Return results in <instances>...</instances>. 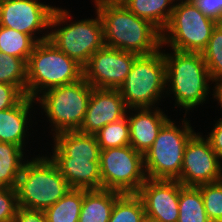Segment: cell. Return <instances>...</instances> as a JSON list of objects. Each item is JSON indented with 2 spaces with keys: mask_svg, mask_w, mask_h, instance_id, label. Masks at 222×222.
<instances>
[{
  "mask_svg": "<svg viewBox=\"0 0 222 222\" xmlns=\"http://www.w3.org/2000/svg\"><path fill=\"white\" fill-rule=\"evenodd\" d=\"M163 56L166 66V95H173L175 106L188 111L206 104L213 82L202 53L181 52L173 49ZM179 106V107H178Z\"/></svg>",
  "mask_w": 222,
  "mask_h": 222,
  "instance_id": "obj_2",
  "label": "cell"
},
{
  "mask_svg": "<svg viewBox=\"0 0 222 222\" xmlns=\"http://www.w3.org/2000/svg\"><path fill=\"white\" fill-rule=\"evenodd\" d=\"M40 156L25 163L15 190L20 207L45 211L71 188L49 156Z\"/></svg>",
  "mask_w": 222,
  "mask_h": 222,
  "instance_id": "obj_5",
  "label": "cell"
},
{
  "mask_svg": "<svg viewBox=\"0 0 222 222\" xmlns=\"http://www.w3.org/2000/svg\"><path fill=\"white\" fill-rule=\"evenodd\" d=\"M37 104L33 98L26 96L18 105L0 111V142L12 143L26 148L30 129L31 111ZM29 119V120H28ZM29 125V126H28ZM28 133V134H27Z\"/></svg>",
  "mask_w": 222,
  "mask_h": 222,
  "instance_id": "obj_18",
  "label": "cell"
},
{
  "mask_svg": "<svg viewBox=\"0 0 222 222\" xmlns=\"http://www.w3.org/2000/svg\"><path fill=\"white\" fill-rule=\"evenodd\" d=\"M38 42L30 35L0 26V51L28 61Z\"/></svg>",
  "mask_w": 222,
  "mask_h": 222,
  "instance_id": "obj_25",
  "label": "cell"
},
{
  "mask_svg": "<svg viewBox=\"0 0 222 222\" xmlns=\"http://www.w3.org/2000/svg\"><path fill=\"white\" fill-rule=\"evenodd\" d=\"M14 188H0V222H13L18 209Z\"/></svg>",
  "mask_w": 222,
  "mask_h": 222,
  "instance_id": "obj_31",
  "label": "cell"
},
{
  "mask_svg": "<svg viewBox=\"0 0 222 222\" xmlns=\"http://www.w3.org/2000/svg\"><path fill=\"white\" fill-rule=\"evenodd\" d=\"M51 161L56 165L70 188L102 189V178L99 162L90 159L68 157L55 143L53 144Z\"/></svg>",
  "mask_w": 222,
  "mask_h": 222,
  "instance_id": "obj_16",
  "label": "cell"
},
{
  "mask_svg": "<svg viewBox=\"0 0 222 222\" xmlns=\"http://www.w3.org/2000/svg\"><path fill=\"white\" fill-rule=\"evenodd\" d=\"M215 82V83H214ZM212 83H214V89L212 88L211 91L213 94H212V97L213 99L215 98L216 101L218 102V105L221 106L222 108V80H218V81H213ZM222 121V118L219 119Z\"/></svg>",
  "mask_w": 222,
  "mask_h": 222,
  "instance_id": "obj_36",
  "label": "cell"
},
{
  "mask_svg": "<svg viewBox=\"0 0 222 222\" xmlns=\"http://www.w3.org/2000/svg\"><path fill=\"white\" fill-rule=\"evenodd\" d=\"M95 13L94 19L88 17L72 22L67 9L55 7L50 19L49 40L83 67L105 46L102 20L98 12Z\"/></svg>",
  "mask_w": 222,
  "mask_h": 222,
  "instance_id": "obj_3",
  "label": "cell"
},
{
  "mask_svg": "<svg viewBox=\"0 0 222 222\" xmlns=\"http://www.w3.org/2000/svg\"><path fill=\"white\" fill-rule=\"evenodd\" d=\"M177 222H211L205 211L201 191L197 187H183L179 192Z\"/></svg>",
  "mask_w": 222,
  "mask_h": 222,
  "instance_id": "obj_24",
  "label": "cell"
},
{
  "mask_svg": "<svg viewBox=\"0 0 222 222\" xmlns=\"http://www.w3.org/2000/svg\"><path fill=\"white\" fill-rule=\"evenodd\" d=\"M204 136H207L206 139L209 141L211 148L222 160V121L218 119L213 126V130Z\"/></svg>",
  "mask_w": 222,
  "mask_h": 222,
  "instance_id": "obj_35",
  "label": "cell"
},
{
  "mask_svg": "<svg viewBox=\"0 0 222 222\" xmlns=\"http://www.w3.org/2000/svg\"><path fill=\"white\" fill-rule=\"evenodd\" d=\"M130 146L145 154L153 145L162 126L170 119L159 106L127 110Z\"/></svg>",
  "mask_w": 222,
  "mask_h": 222,
  "instance_id": "obj_17",
  "label": "cell"
},
{
  "mask_svg": "<svg viewBox=\"0 0 222 222\" xmlns=\"http://www.w3.org/2000/svg\"><path fill=\"white\" fill-rule=\"evenodd\" d=\"M119 92L128 109L153 108L166 94V66L161 48L148 55H138Z\"/></svg>",
  "mask_w": 222,
  "mask_h": 222,
  "instance_id": "obj_7",
  "label": "cell"
},
{
  "mask_svg": "<svg viewBox=\"0 0 222 222\" xmlns=\"http://www.w3.org/2000/svg\"><path fill=\"white\" fill-rule=\"evenodd\" d=\"M127 0H93L94 3H104V4H123Z\"/></svg>",
  "mask_w": 222,
  "mask_h": 222,
  "instance_id": "obj_37",
  "label": "cell"
},
{
  "mask_svg": "<svg viewBox=\"0 0 222 222\" xmlns=\"http://www.w3.org/2000/svg\"><path fill=\"white\" fill-rule=\"evenodd\" d=\"M186 117L178 126L170 118L143 155L147 178L176 180L180 176L185 146L196 133Z\"/></svg>",
  "mask_w": 222,
  "mask_h": 222,
  "instance_id": "obj_8",
  "label": "cell"
},
{
  "mask_svg": "<svg viewBox=\"0 0 222 222\" xmlns=\"http://www.w3.org/2000/svg\"><path fill=\"white\" fill-rule=\"evenodd\" d=\"M202 194L208 219L222 222V180L197 187Z\"/></svg>",
  "mask_w": 222,
  "mask_h": 222,
  "instance_id": "obj_30",
  "label": "cell"
},
{
  "mask_svg": "<svg viewBox=\"0 0 222 222\" xmlns=\"http://www.w3.org/2000/svg\"><path fill=\"white\" fill-rule=\"evenodd\" d=\"M26 95L16 86L0 83V111L18 105Z\"/></svg>",
  "mask_w": 222,
  "mask_h": 222,
  "instance_id": "obj_32",
  "label": "cell"
},
{
  "mask_svg": "<svg viewBox=\"0 0 222 222\" xmlns=\"http://www.w3.org/2000/svg\"><path fill=\"white\" fill-rule=\"evenodd\" d=\"M212 81L222 80V26L217 24L202 52Z\"/></svg>",
  "mask_w": 222,
  "mask_h": 222,
  "instance_id": "obj_29",
  "label": "cell"
},
{
  "mask_svg": "<svg viewBox=\"0 0 222 222\" xmlns=\"http://www.w3.org/2000/svg\"><path fill=\"white\" fill-rule=\"evenodd\" d=\"M27 62L0 51V83L18 87L26 95Z\"/></svg>",
  "mask_w": 222,
  "mask_h": 222,
  "instance_id": "obj_27",
  "label": "cell"
},
{
  "mask_svg": "<svg viewBox=\"0 0 222 222\" xmlns=\"http://www.w3.org/2000/svg\"><path fill=\"white\" fill-rule=\"evenodd\" d=\"M95 9L102 20L105 46L137 55L161 48V32L123 4L95 3Z\"/></svg>",
  "mask_w": 222,
  "mask_h": 222,
  "instance_id": "obj_1",
  "label": "cell"
},
{
  "mask_svg": "<svg viewBox=\"0 0 222 222\" xmlns=\"http://www.w3.org/2000/svg\"><path fill=\"white\" fill-rule=\"evenodd\" d=\"M51 137H53V143L68 157L99 162L101 148L95 134H84L75 130L59 132Z\"/></svg>",
  "mask_w": 222,
  "mask_h": 222,
  "instance_id": "obj_19",
  "label": "cell"
},
{
  "mask_svg": "<svg viewBox=\"0 0 222 222\" xmlns=\"http://www.w3.org/2000/svg\"><path fill=\"white\" fill-rule=\"evenodd\" d=\"M54 9L55 6L44 4L40 0L0 2V26L30 35L37 42L46 41L49 39L48 30ZM39 33L43 35L40 36Z\"/></svg>",
  "mask_w": 222,
  "mask_h": 222,
  "instance_id": "obj_12",
  "label": "cell"
},
{
  "mask_svg": "<svg viewBox=\"0 0 222 222\" xmlns=\"http://www.w3.org/2000/svg\"><path fill=\"white\" fill-rule=\"evenodd\" d=\"M84 189L71 188L59 201L44 212L48 222H78Z\"/></svg>",
  "mask_w": 222,
  "mask_h": 222,
  "instance_id": "obj_23",
  "label": "cell"
},
{
  "mask_svg": "<svg viewBox=\"0 0 222 222\" xmlns=\"http://www.w3.org/2000/svg\"><path fill=\"white\" fill-rule=\"evenodd\" d=\"M83 77V66L69 58L49 39L38 42L27 61L26 96L35 100L46 90Z\"/></svg>",
  "mask_w": 222,
  "mask_h": 222,
  "instance_id": "obj_4",
  "label": "cell"
},
{
  "mask_svg": "<svg viewBox=\"0 0 222 222\" xmlns=\"http://www.w3.org/2000/svg\"><path fill=\"white\" fill-rule=\"evenodd\" d=\"M216 25L190 0L176 1L170 20L161 32V46L166 48L167 45L181 52L202 53Z\"/></svg>",
  "mask_w": 222,
  "mask_h": 222,
  "instance_id": "obj_9",
  "label": "cell"
},
{
  "mask_svg": "<svg viewBox=\"0 0 222 222\" xmlns=\"http://www.w3.org/2000/svg\"><path fill=\"white\" fill-rule=\"evenodd\" d=\"M219 25H221V26H222V17H221V19H220V23H219Z\"/></svg>",
  "mask_w": 222,
  "mask_h": 222,
  "instance_id": "obj_39",
  "label": "cell"
},
{
  "mask_svg": "<svg viewBox=\"0 0 222 222\" xmlns=\"http://www.w3.org/2000/svg\"><path fill=\"white\" fill-rule=\"evenodd\" d=\"M24 150L18 145L0 142V188L15 189L20 173L28 161Z\"/></svg>",
  "mask_w": 222,
  "mask_h": 222,
  "instance_id": "obj_22",
  "label": "cell"
},
{
  "mask_svg": "<svg viewBox=\"0 0 222 222\" xmlns=\"http://www.w3.org/2000/svg\"><path fill=\"white\" fill-rule=\"evenodd\" d=\"M138 55L104 46L83 67L85 80L99 89H119Z\"/></svg>",
  "mask_w": 222,
  "mask_h": 222,
  "instance_id": "obj_13",
  "label": "cell"
},
{
  "mask_svg": "<svg viewBox=\"0 0 222 222\" xmlns=\"http://www.w3.org/2000/svg\"><path fill=\"white\" fill-rule=\"evenodd\" d=\"M145 220V207L140 196L137 193H125L116 199L108 222H145Z\"/></svg>",
  "mask_w": 222,
  "mask_h": 222,
  "instance_id": "obj_26",
  "label": "cell"
},
{
  "mask_svg": "<svg viewBox=\"0 0 222 222\" xmlns=\"http://www.w3.org/2000/svg\"><path fill=\"white\" fill-rule=\"evenodd\" d=\"M122 193L108 189H84L78 222H108L116 199Z\"/></svg>",
  "mask_w": 222,
  "mask_h": 222,
  "instance_id": "obj_20",
  "label": "cell"
},
{
  "mask_svg": "<svg viewBox=\"0 0 222 222\" xmlns=\"http://www.w3.org/2000/svg\"><path fill=\"white\" fill-rule=\"evenodd\" d=\"M201 133H195L184 149L182 169L176 179L185 187L222 180V160Z\"/></svg>",
  "mask_w": 222,
  "mask_h": 222,
  "instance_id": "obj_11",
  "label": "cell"
},
{
  "mask_svg": "<svg viewBox=\"0 0 222 222\" xmlns=\"http://www.w3.org/2000/svg\"><path fill=\"white\" fill-rule=\"evenodd\" d=\"M93 87L80 80L51 88L40 94L35 101L45 112L51 124L52 136L63 131L79 130L84 122Z\"/></svg>",
  "mask_w": 222,
  "mask_h": 222,
  "instance_id": "obj_6",
  "label": "cell"
},
{
  "mask_svg": "<svg viewBox=\"0 0 222 222\" xmlns=\"http://www.w3.org/2000/svg\"><path fill=\"white\" fill-rule=\"evenodd\" d=\"M205 16L220 23L222 17V0H190Z\"/></svg>",
  "mask_w": 222,
  "mask_h": 222,
  "instance_id": "obj_33",
  "label": "cell"
},
{
  "mask_svg": "<svg viewBox=\"0 0 222 222\" xmlns=\"http://www.w3.org/2000/svg\"><path fill=\"white\" fill-rule=\"evenodd\" d=\"M127 110L118 89L93 88L84 122L78 131L95 134L105 125L126 117Z\"/></svg>",
  "mask_w": 222,
  "mask_h": 222,
  "instance_id": "obj_15",
  "label": "cell"
},
{
  "mask_svg": "<svg viewBox=\"0 0 222 222\" xmlns=\"http://www.w3.org/2000/svg\"><path fill=\"white\" fill-rule=\"evenodd\" d=\"M184 186L178 180L149 179L138 191L146 218L156 222H177L179 192Z\"/></svg>",
  "mask_w": 222,
  "mask_h": 222,
  "instance_id": "obj_14",
  "label": "cell"
},
{
  "mask_svg": "<svg viewBox=\"0 0 222 222\" xmlns=\"http://www.w3.org/2000/svg\"><path fill=\"white\" fill-rule=\"evenodd\" d=\"M95 136L101 150L130 145L127 116L105 125L95 133Z\"/></svg>",
  "mask_w": 222,
  "mask_h": 222,
  "instance_id": "obj_28",
  "label": "cell"
},
{
  "mask_svg": "<svg viewBox=\"0 0 222 222\" xmlns=\"http://www.w3.org/2000/svg\"><path fill=\"white\" fill-rule=\"evenodd\" d=\"M145 222H156V221L146 218Z\"/></svg>",
  "mask_w": 222,
  "mask_h": 222,
  "instance_id": "obj_38",
  "label": "cell"
},
{
  "mask_svg": "<svg viewBox=\"0 0 222 222\" xmlns=\"http://www.w3.org/2000/svg\"><path fill=\"white\" fill-rule=\"evenodd\" d=\"M13 222H48V220L42 210L26 209L19 206Z\"/></svg>",
  "mask_w": 222,
  "mask_h": 222,
  "instance_id": "obj_34",
  "label": "cell"
},
{
  "mask_svg": "<svg viewBox=\"0 0 222 222\" xmlns=\"http://www.w3.org/2000/svg\"><path fill=\"white\" fill-rule=\"evenodd\" d=\"M175 3L176 0H127L123 5L162 32L170 20Z\"/></svg>",
  "mask_w": 222,
  "mask_h": 222,
  "instance_id": "obj_21",
  "label": "cell"
},
{
  "mask_svg": "<svg viewBox=\"0 0 222 222\" xmlns=\"http://www.w3.org/2000/svg\"><path fill=\"white\" fill-rule=\"evenodd\" d=\"M102 188L125 193H138L147 177L143 154L130 145L101 150Z\"/></svg>",
  "mask_w": 222,
  "mask_h": 222,
  "instance_id": "obj_10",
  "label": "cell"
}]
</instances>
